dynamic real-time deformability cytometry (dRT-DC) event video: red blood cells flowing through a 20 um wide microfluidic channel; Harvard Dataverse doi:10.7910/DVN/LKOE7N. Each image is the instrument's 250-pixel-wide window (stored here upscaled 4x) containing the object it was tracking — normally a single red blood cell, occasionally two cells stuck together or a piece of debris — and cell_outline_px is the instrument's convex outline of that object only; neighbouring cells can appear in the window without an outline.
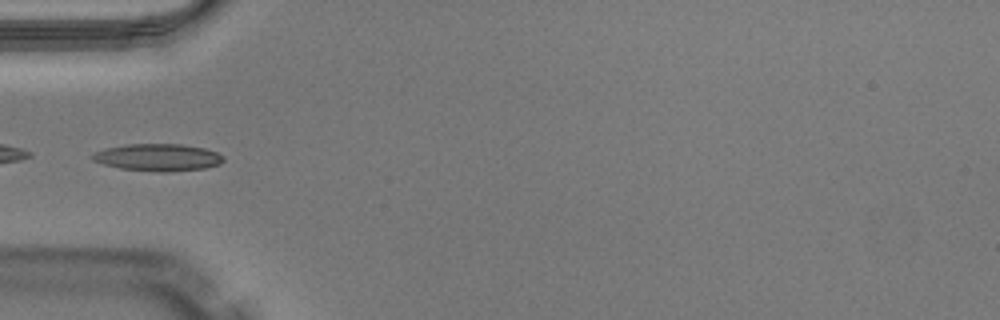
{"species": "Egyptian fruit bat (a non-hibernating species)", "species_latin": "Rousettus aegyptiacus", "temperature_condition": "warm", "stored_images_in_passage": 30, "camera_frame_rate_fps": 3000, "um_per_image_px": 0.085, "animal": {"sex": "male"}, "frame": {"image": 1, "passage_image": 1, "time_ms": 0.0, "image_size_px": [1000, 320], "cell_outline_px": [[224, 160], [220, 164], [204, 168], [168, 172], [160, 172], [120, 168], [104, 164], [92, 160], [92, 156], [96, 152], [104, 148], [128, 144], [180, 144], [204, 148], [216, 152], [224, 156]], "centroid_in_image_um": [13.44, 13.37], "position_along_channel_um": 71.6, "area_um2": 20.63}}
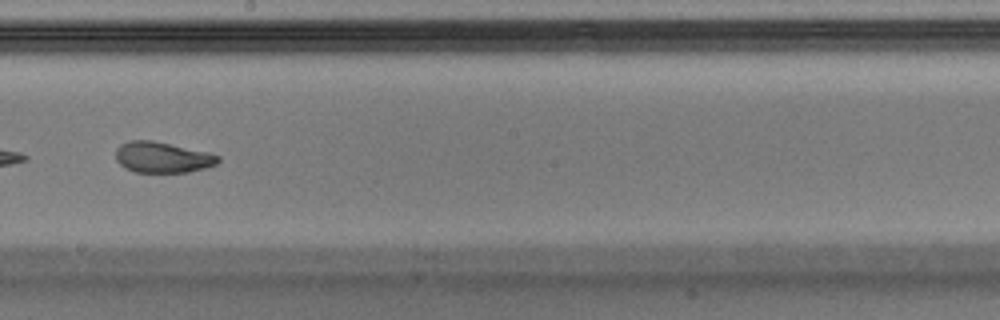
{"frame": {"image": 2, "passage_image": 13, "time_ms": 4.0, "image_size_px": [1000, 320], "cell_outline_px": [[220, 160], [216, 164], [204, 168], [188, 172], [136, 172], [124, 168], [116, 160], [116, 148], [120, 144], [128, 140], [152, 140], [208, 152], [220, 156]], "centroid_in_image_um": [13.78, 13.36], "position_along_channel_um": 234.4, "area_um2": 18.44}}